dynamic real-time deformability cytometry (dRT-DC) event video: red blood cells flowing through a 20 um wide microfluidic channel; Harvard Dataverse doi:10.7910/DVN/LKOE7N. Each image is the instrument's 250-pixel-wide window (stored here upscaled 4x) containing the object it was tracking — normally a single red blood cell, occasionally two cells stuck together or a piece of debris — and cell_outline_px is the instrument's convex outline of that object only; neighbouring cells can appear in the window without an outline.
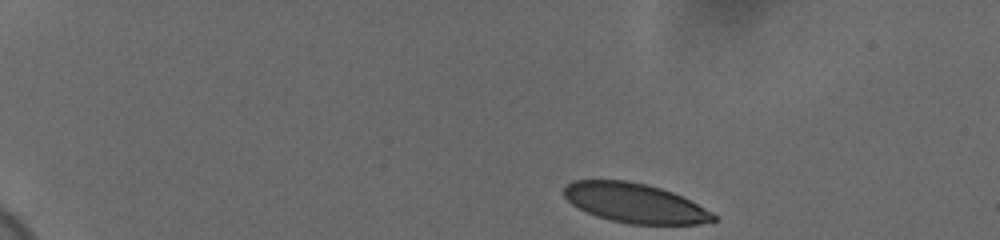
{"species": "human", "species_latin": "Homo sapiens", "temperature_condition": "cold", "stored_images_in_passage": 48, "camera_frame_rate_fps": 3000, "um_per_image_px": 0.085, "donor": {"sex": "female"}, "frame": {"image": 1, "passage_image": 1, "time_ms": 0.0, "image_size_px": [1000, 240], "cell_outline_px": [[716, 220], [700, 224], [628, 224], [596, 216], [572, 204], [564, 196], [564, 188], [572, 180], [628, 180], [648, 184], [672, 192], [712, 212], [716, 216]], "centroid_in_image_um": [53.95, 17.25], "position_along_channel_um": 31.1, "area_um2": 34.1}}
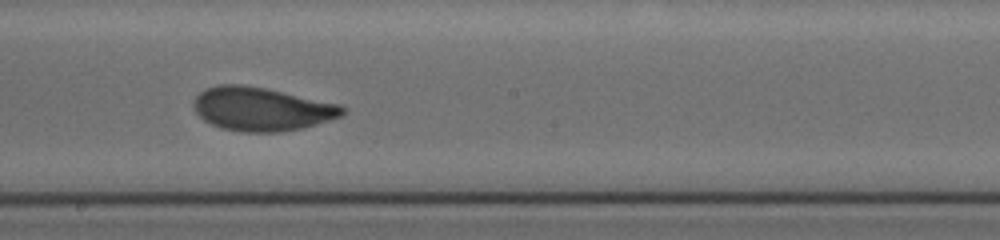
{"frame": {"image": 2, "passage_image": 26, "time_ms": 8.333, "image_size_px": [1000, 240], "cell_outline_px": [[348, 108], [340, 116], [304, 128], [280, 132], [240, 132], [220, 128], [204, 120], [196, 112], [192, 104], [196, 96], [204, 88], [220, 84], [240, 84], [264, 88], [340, 104]], "centroid_in_image_um": [22.21, 9.27], "position_along_channel_um": 226.0, "area_um2": 37.8}}
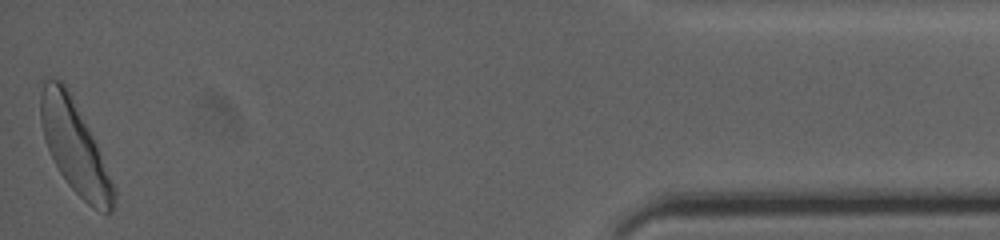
{"frame": {"image": 3, "passage_image": 48, "time_ms": 15.667, "image_size_px": [1000, 240], "cell_outline_px": [[116, 204], [112, 212], [104, 212], [92, 208], [68, 184], [60, 172], [44, 140], [40, 120], [40, 80], [44, 76], [60, 80], [64, 84], [88, 128], [96, 144], [116, 188]], "centroid_in_image_um": [6.33, 12.49], "position_along_channel_um": 428.9, "area_um2": 38.67}, "authors_computed_cell_mechanics": {"area_um2": 36.7319, "velocity_mm_per_s": 3.6556, "shape_relaxation_time_tau1_ms": 3.4447, "shape_relaxation_time_tau2_ms": 0.7317, "deformation_change_tau1": 0.1377, "deformation_change_tau2": 0.0638}}